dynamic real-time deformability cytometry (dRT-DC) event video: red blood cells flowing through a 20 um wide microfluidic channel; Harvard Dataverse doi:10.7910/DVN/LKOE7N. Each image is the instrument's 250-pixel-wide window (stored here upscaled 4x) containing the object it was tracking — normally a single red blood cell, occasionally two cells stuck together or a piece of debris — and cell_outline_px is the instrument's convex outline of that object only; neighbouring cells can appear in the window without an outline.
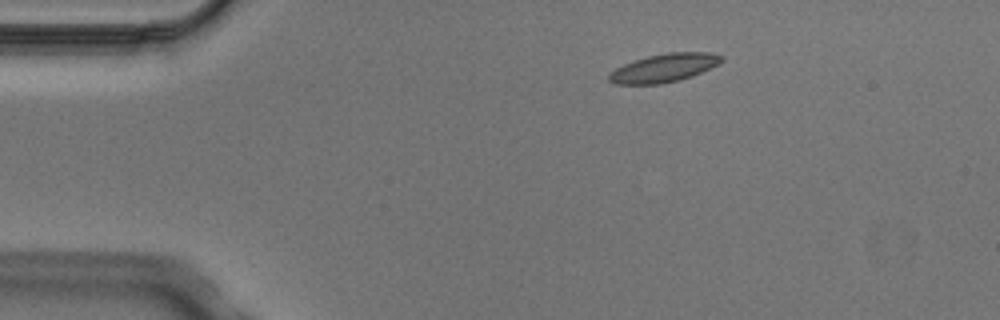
{"species": "Egyptian fruit bat (a non-hibernating species)", "species_latin": "Rousettus aegyptiacus", "temperature_condition": "cold", "stored_images_in_passage": 4, "camera_frame_rate_fps": 3000, "um_per_image_px": 0.085, "animal": {"sex": "male"}, "frame": {"image": 1, "passage_image": 1, "time_ms": 0.0, "image_size_px": [1000, 320], "cell_outline_px": [[724, 60], [692, 76], [680, 80], [660, 84], [616, 84], [608, 80], [608, 72], [624, 64], [648, 56], [668, 52], [712, 52], [724, 56]], "centroid_in_image_um": [56.43, 5.77], "position_along_channel_um": 28.6, "area_um2": 18.5}}
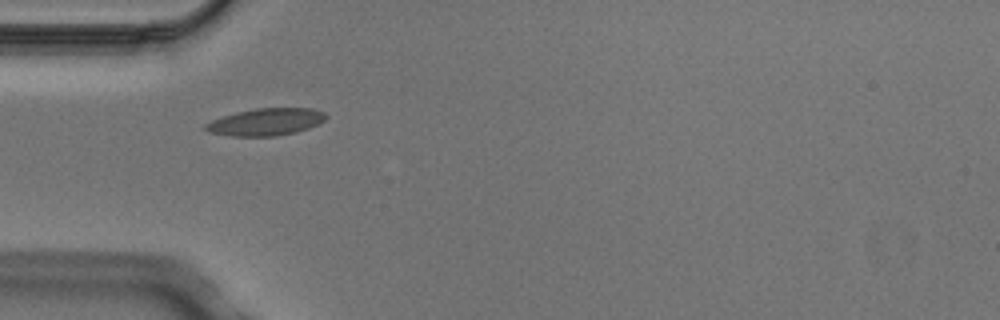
{"frame": {"image": 2, "passage_image": 3, "time_ms": 0.667, "image_size_px": [1000, 320], "cell_outline_px": [[328, 116], [324, 120], [308, 128], [296, 132], [276, 136], [232, 136], [208, 132], [204, 128], [204, 124], [212, 120], [236, 112], [256, 108], [312, 108], [324, 112]], "centroid_in_image_um": [22.59, 10.36], "position_along_channel_um": 62.4, "area_um2": 19.02}}
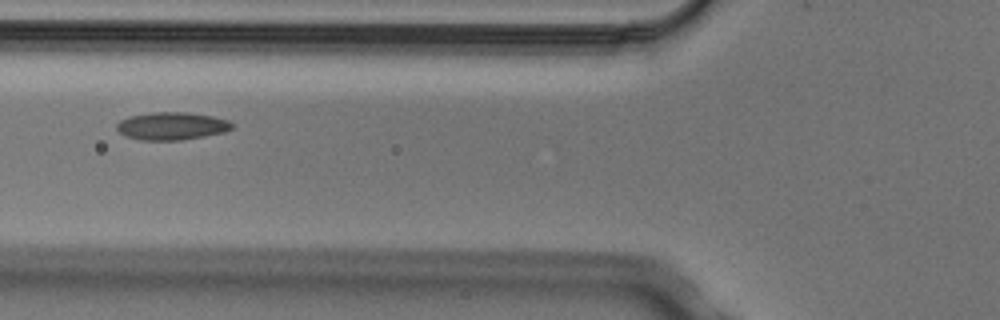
{"frame": {"image": 3, "passage_image": 4, "time_ms": 1.0, "image_size_px": [1000, 320], "cell_outline_px": [[232, 128], [224, 132], [204, 136], [180, 140], [140, 140], [124, 136], [116, 128], [116, 124], [120, 120], [128, 116], [152, 112], [188, 112], [212, 116], [228, 120], [232, 124]], "centroid_in_image_um": [14.56, 10.7], "position_along_channel_um": 111.2, "area_um2": 18.67}}